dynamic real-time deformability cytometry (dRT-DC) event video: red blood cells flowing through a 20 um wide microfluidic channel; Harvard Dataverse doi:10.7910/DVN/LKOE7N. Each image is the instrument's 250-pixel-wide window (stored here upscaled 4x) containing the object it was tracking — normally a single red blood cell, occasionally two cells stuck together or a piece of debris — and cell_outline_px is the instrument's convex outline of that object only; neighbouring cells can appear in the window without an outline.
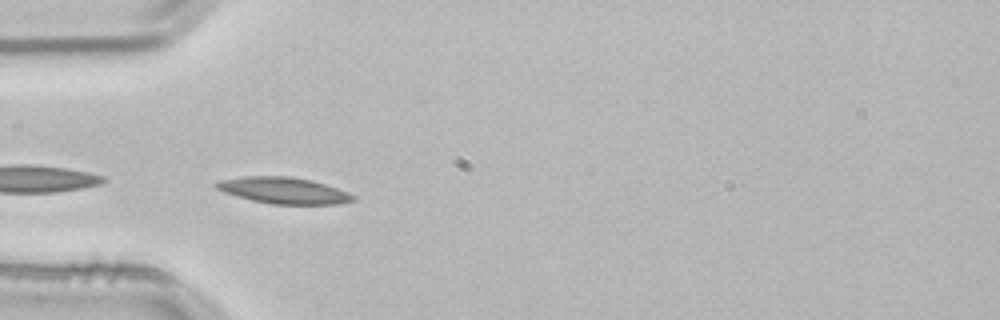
{"species": "common noctule bat (a hibernating species)", "species_latin": "Nyctalus noctula", "temperature_condition": "room temperature", "stored_images_in_passage": 4, "camera_frame_rate_fps": 3000, "um_per_image_px": 0.085, "animal": {"sex": "male", "body_mass_g": 21.5, "forearm_length_mm": 52.0}, "frame": {"image": 1, "passage_image": 4, "time_ms": 1.0, "image_size_px": [1000, 320], "cell_outline_px": [[356, 200], [340, 204], [272, 204], [252, 200], [224, 192], [216, 188], [212, 184], [216, 180], [244, 176], [288, 176], [312, 180], [348, 192], [356, 196]], "centroid_in_image_um": [24.09, 16.18], "position_along_channel_um": 60.9, "area_um2": 21.1}}